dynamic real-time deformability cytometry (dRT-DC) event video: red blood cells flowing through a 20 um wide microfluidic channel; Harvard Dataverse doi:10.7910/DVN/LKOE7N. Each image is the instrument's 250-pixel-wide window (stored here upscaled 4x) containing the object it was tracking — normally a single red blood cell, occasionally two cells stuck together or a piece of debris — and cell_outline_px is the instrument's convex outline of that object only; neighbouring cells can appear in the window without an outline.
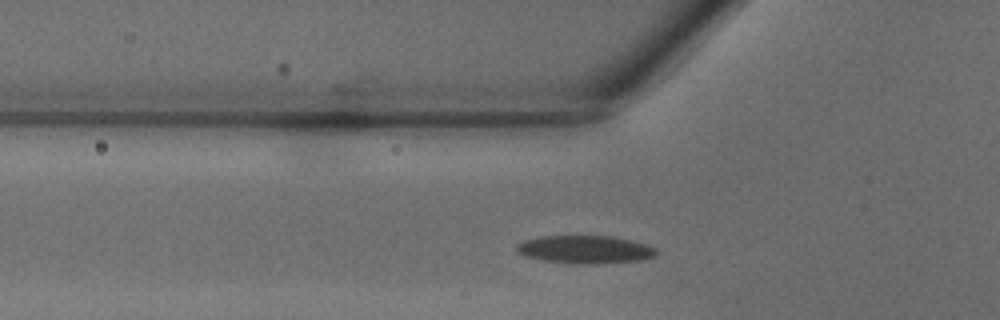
{"species": "common noctule bat (a hibernating species)", "species_latin": "Nyctalus noctula", "temperature_condition": "warm", "stored_images_in_passage": 24, "camera_frame_rate_fps": 3000, "um_per_image_px": 0.085, "animal": {"sex": "male", "body_mass_g": 18.8}, "frame": {"image": 1, "passage_image": 3, "time_ms": 0.667, "image_size_px": [1000, 320], "cell_outline_px": [[656, 256], [640, 260], [600, 264], [572, 264], [544, 260], [524, 256], [516, 252], [516, 248], [524, 240], [540, 236], [616, 236], [648, 244], [656, 248]], "centroid_in_image_um": [49.77, 21.21], "position_along_channel_um": 76.0, "area_um2": 23.0}}
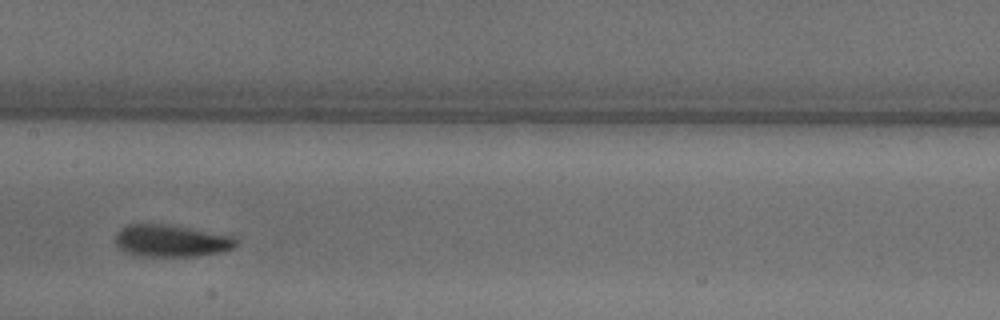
{"frame": {"image": 2, "passage_image": 10, "time_ms": 3.0, "image_size_px": [1000, 320], "cell_outline_px": [[236, 244], [232, 248], [220, 252], [196, 256], [140, 256], [124, 252], [116, 244], [116, 232], [120, 228], [128, 224], [164, 224], [188, 228], [232, 236], [236, 240]], "centroid_in_image_um": [14.49, 20.47], "position_along_channel_um": 192.9, "area_um2": 22.31}}
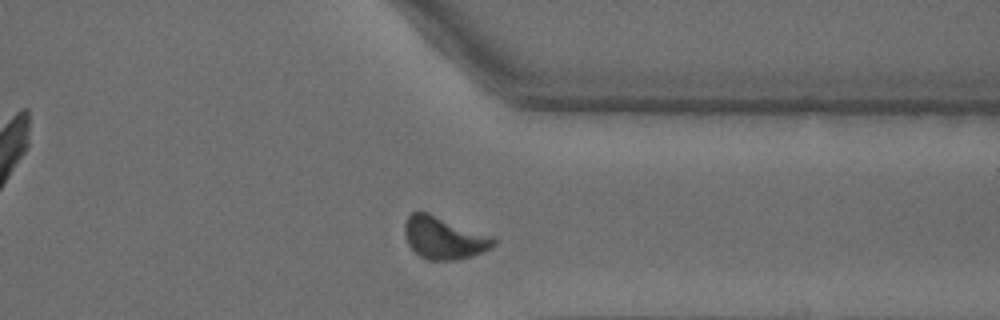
{"frame": {"image": 3, "passage_image": 21, "time_ms": 6.667, "image_size_px": [1000, 320], "cell_outline_px": [[496, 244], [492, 248], [472, 256], [456, 260], [428, 260], [420, 256], [408, 244], [404, 232], [404, 224], [408, 216], [412, 212], [428, 212], [492, 236], [496, 240]], "centroid_in_image_um": [37.74, 20.22], "position_along_channel_um": 373.7, "area_um2": 21.91}}